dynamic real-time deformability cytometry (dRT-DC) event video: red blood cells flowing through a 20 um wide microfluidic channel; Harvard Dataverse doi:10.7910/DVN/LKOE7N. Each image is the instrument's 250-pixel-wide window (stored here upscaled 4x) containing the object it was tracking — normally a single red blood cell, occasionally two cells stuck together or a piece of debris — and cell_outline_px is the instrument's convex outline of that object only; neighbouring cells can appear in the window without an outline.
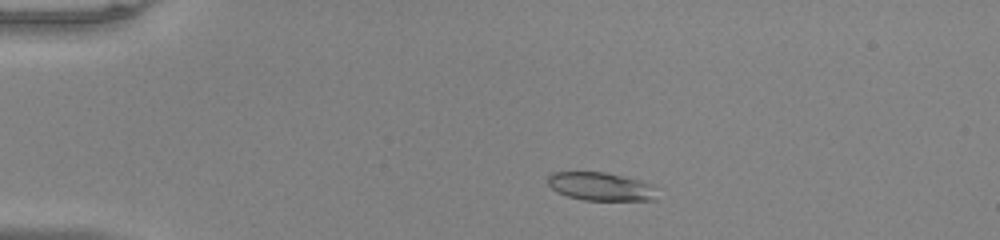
{"species": "common noctule bat (a hibernating species)", "species_latin": "Nyctalus noctula", "temperature_condition": "warm", "stored_images_in_passage": 46, "camera_frame_rate_fps": 3000, "um_per_image_px": 0.085, "animal": {"sex": "male", "body_mass_g": 20.0, "forearm_length_mm": 53.3}, "frame": {"image": 1, "passage_image": 6, "time_ms": 1.667, "image_size_px": [1000, 240], "cell_outline_px": [[656, 200], [584, 200], [568, 196], [556, 192], [548, 184], [548, 176], [552, 172], [604, 172], [636, 180], [648, 184], [656, 188]], "centroid_in_image_um": [51.02, 15.86], "position_along_channel_um": 34.0, "area_um2": 17.74}}
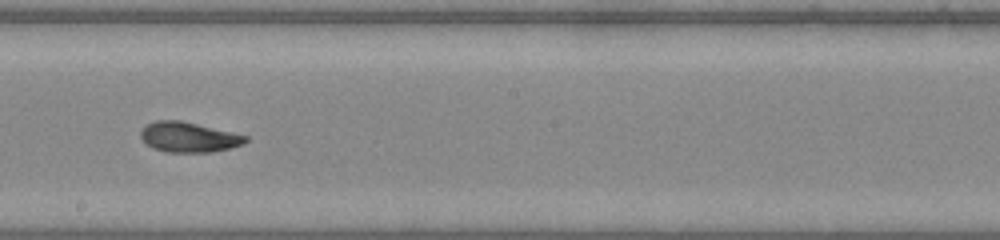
{"frame": {"image": 2, "passage_image": 25, "time_ms": 8.0, "image_size_px": [1000, 240], "cell_outline_px": [[248, 140], [244, 144], [228, 148], [208, 152], [168, 152], [152, 148], [140, 136], [140, 132], [148, 124], [156, 120], [180, 120], [232, 132], [248, 136]], "centroid_in_image_um": [16.05, 11.65], "position_along_channel_um": 232.2, "area_um2": 18.15}}
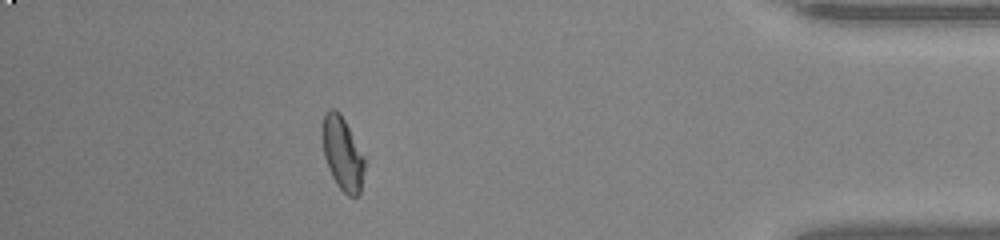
{"frame": {"image": 3, "passage_image": 41, "time_ms": 13.333, "image_size_px": [1000, 240], "cell_outline_px": [[364, 168], [360, 192], [356, 196], [348, 196], [336, 184], [328, 168], [324, 156], [320, 132], [324, 112], [328, 108], [336, 108], [340, 112], [364, 160]], "centroid_in_image_um": [29.04, 13.0], "position_along_channel_um": 406.2, "area_um2": 17.92}, "authors_computed_cell_mechanics": {"area_um2": 18.3804, "velocity_mm_per_s": 4.0474, "shape_relaxation_time_tau1_ms": 5.796, "shape_relaxation_time_tau2_ms": 1.8548, "deformation_change_tau1": 0.197, "deformation_change_tau2": 0.0718}}